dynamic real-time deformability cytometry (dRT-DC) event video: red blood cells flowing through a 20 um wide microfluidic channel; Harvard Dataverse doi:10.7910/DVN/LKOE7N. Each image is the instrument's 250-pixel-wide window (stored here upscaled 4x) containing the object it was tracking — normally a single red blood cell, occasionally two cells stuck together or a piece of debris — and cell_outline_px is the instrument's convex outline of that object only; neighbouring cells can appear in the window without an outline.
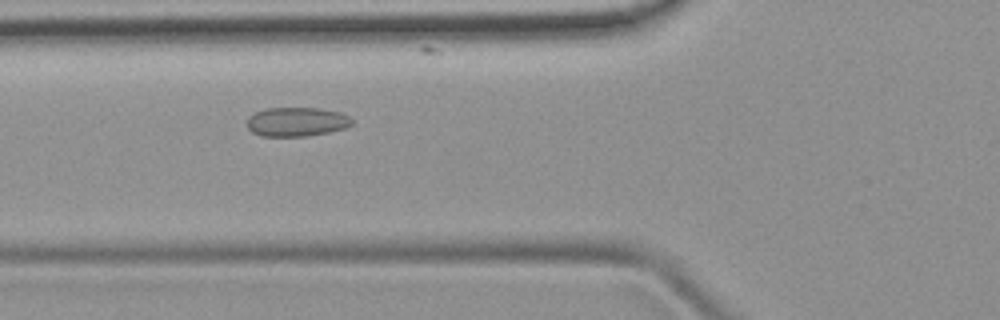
{"species": "common noctule bat (a hibernating species)", "species_latin": "Nyctalus noctula", "temperature_condition": "room temperature", "stored_images_in_passage": 43, "camera_frame_rate_fps": 3000, "um_per_image_px": 0.085, "animal": {"sex": "female", "body_mass_g": 19.9}, "frame": {"image": 1, "passage_image": 13, "time_ms": 4.0, "image_size_px": [1000, 320], "cell_outline_px": [[352, 124], [344, 128], [328, 132], [304, 136], [260, 136], [252, 132], [244, 124], [248, 116], [264, 108], [320, 108], [340, 112], [348, 116], [352, 120]], "centroid_in_image_um": [25.15, 10.35], "position_along_channel_um": 100.6, "area_um2": 17.92}}
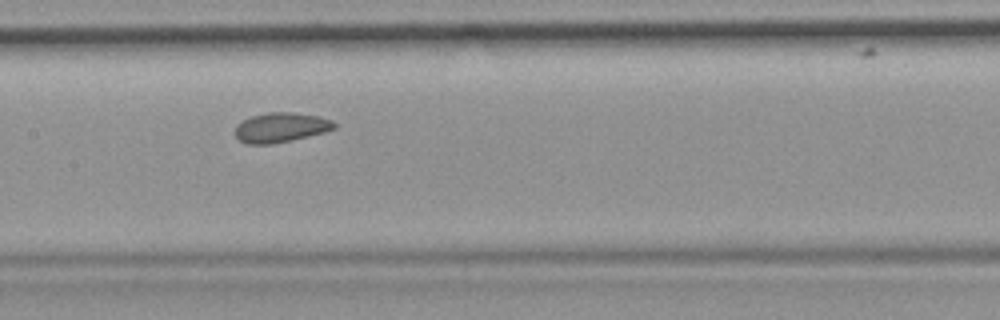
{"frame": {"image": 2, "passage_image": 19, "time_ms": 6.0, "image_size_px": [1000, 320], "cell_outline_px": [[336, 128], [324, 132], [292, 140], [272, 144], [248, 144], [240, 140], [236, 136], [236, 124], [240, 120], [252, 116], [268, 112], [292, 112], [320, 116], [332, 120], [336, 124]], "centroid_in_image_um": [23.87, 10.82], "position_along_channel_um": 183.5, "area_um2": 17.22}}
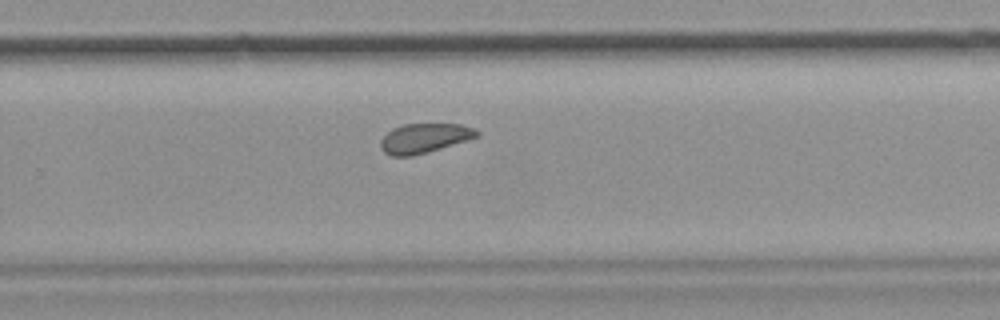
{"frame": {"image": 3, "passage_image": 27, "time_ms": 8.667, "image_size_px": [1000, 320], "cell_outline_px": [[480, 136], [468, 140], [428, 152], [412, 156], [392, 156], [384, 152], [380, 148], [380, 140], [392, 128], [404, 124], [460, 124], [476, 128], [480, 132]], "centroid_in_image_um": [36.09, 11.74], "position_along_channel_um": 293.7, "area_um2": 16.7}}